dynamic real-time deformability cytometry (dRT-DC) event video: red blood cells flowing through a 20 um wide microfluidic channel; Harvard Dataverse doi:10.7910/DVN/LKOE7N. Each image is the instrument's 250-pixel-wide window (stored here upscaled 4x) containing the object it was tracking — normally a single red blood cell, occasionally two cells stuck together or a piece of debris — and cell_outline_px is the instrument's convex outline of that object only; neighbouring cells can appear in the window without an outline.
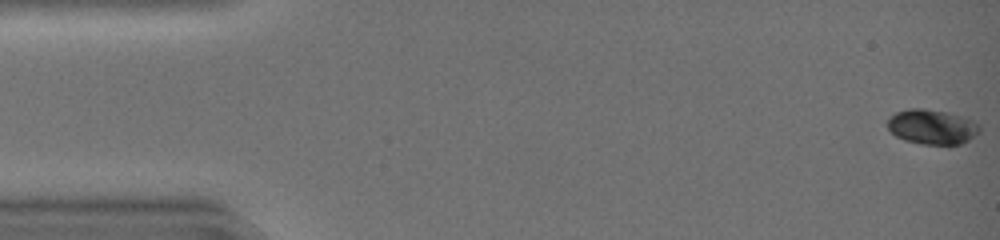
{"species": "common noctule bat (a hibernating species)", "species_latin": "Nyctalus noctula", "temperature_condition": "warm", "stored_images_in_passage": 31, "camera_frame_rate_fps": 3000, "um_per_image_px": 0.085, "animal": {"sex": "female", "body_mass_g": 19.0, "forearm_length_mm": 51.5}, "frame": {"image": 1, "passage_image": 1, "time_ms": 0.0, "image_size_px": [1000, 240], "cell_outline_px": [[980, 132], [968, 140], [960, 144], [920, 144], [904, 140], [896, 136], [888, 128], [888, 116], [896, 112], [908, 108], [924, 108], [948, 112], [964, 116], [972, 120], [980, 128]], "centroid_in_image_um": [79.2, 10.76], "position_along_channel_um": 5.8, "area_um2": 18.79}}
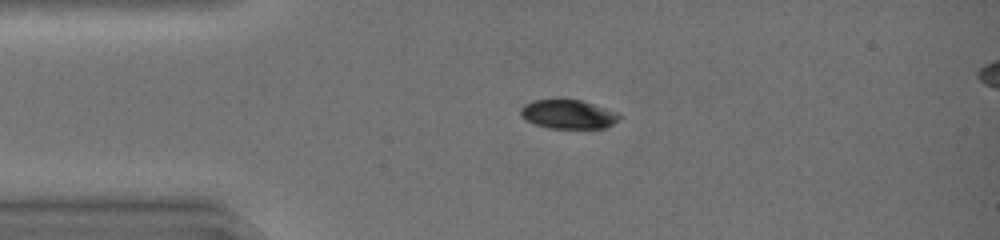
{"frame": {"image": 2, "passage_image": 11, "time_ms": 3.333, "image_size_px": [1000, 240], "cell_outline_px": [[620, 116], [612, 124], [604, 128], [548, 128], [536, 124], [520, 116], [520, 108], [524, 104], [532, 100], [580, 100], [616, 112]], "centroid_in_image_um": [48.24, 9.71], "position_along_channel_um": 36.8, "area_um2": 16.3}}
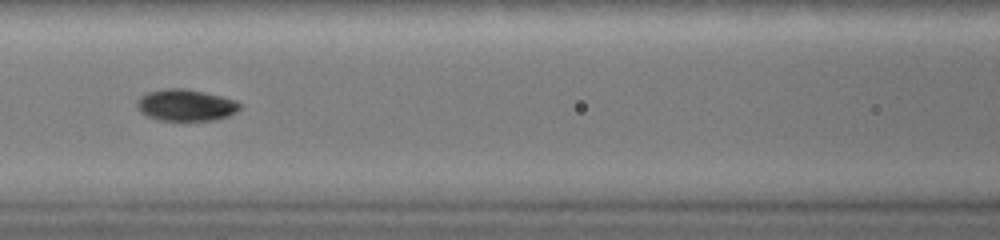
{"frame": {"image": 3, "passage_image": 21, "time_ms": 6.667, "image_size_px": [1000, 240], "cell_outline_px": [[240, 108], [236, 112], [228, 116], [216, 120], [156, 120], [144, 116], [136, 108], [136, 100], [140, 96], [148, 92], [168, 88], [184, 88], [204, 92], [236, 100], [240, 104]], "centroid_in_image_um": [15.74, 8.94], "position_along_channel_um": 150.9, "area_um2": 19.13}}